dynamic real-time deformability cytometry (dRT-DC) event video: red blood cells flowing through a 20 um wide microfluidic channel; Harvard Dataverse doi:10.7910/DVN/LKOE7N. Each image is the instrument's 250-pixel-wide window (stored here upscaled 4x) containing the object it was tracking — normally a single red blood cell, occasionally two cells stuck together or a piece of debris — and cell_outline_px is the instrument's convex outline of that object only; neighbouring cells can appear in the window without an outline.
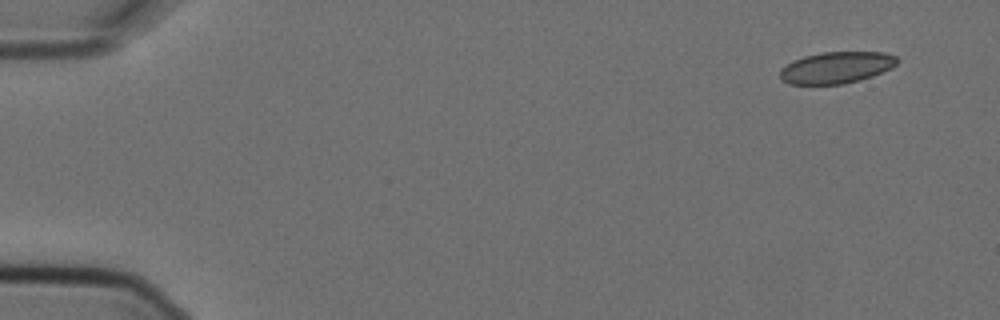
{"species": "Egyptian fruit bat (a non-hibernating species)", "species_latin": "Rousettus aegyptiacus", "temperature_condition": "cold", "stored_images_in_passage": 4, "camera_frame_rate_fps": 3000, "um_per_image_px": 0.085, "animal": {"sex": "female"}, "frame": {"image": 1, "passage_image": 1, "time_ms": 0.0, "image_size_px": [1000, 320], "cell_outline_px": [[896, 64], [892, 68], [872, 76], [860, 80], [844, 84], [788, 84], [780, 76], [780, 68], [792, 60], [804, 56], [820, 52], [884, 52], [896, 56]], "centroid_in_image_um": [71.07, 5.74], "position_along_channel_um": 13.9, "area_um2": 21.62}}
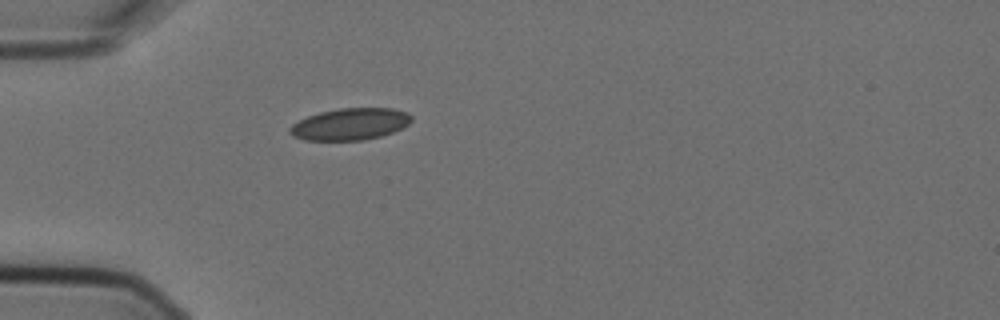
{"frame": {"image": 2, "passage_image": 4, "time_ms": 1.0, "image_size_px": [1000, 320], "cell_outline_px": [[412, 120], [404, 128], [380, 136], [364, 140], [304, 140], [292, 136], [288, 132], [288, 128], [292, 124], [308, 116], [320, 112], [340, 108], [392, 108], [408, 112], [412, 116]], "centroid_in_image_um": [29.77, 10.55], "position_along_channel_um": 55.2, "area_um2": 22.66}}